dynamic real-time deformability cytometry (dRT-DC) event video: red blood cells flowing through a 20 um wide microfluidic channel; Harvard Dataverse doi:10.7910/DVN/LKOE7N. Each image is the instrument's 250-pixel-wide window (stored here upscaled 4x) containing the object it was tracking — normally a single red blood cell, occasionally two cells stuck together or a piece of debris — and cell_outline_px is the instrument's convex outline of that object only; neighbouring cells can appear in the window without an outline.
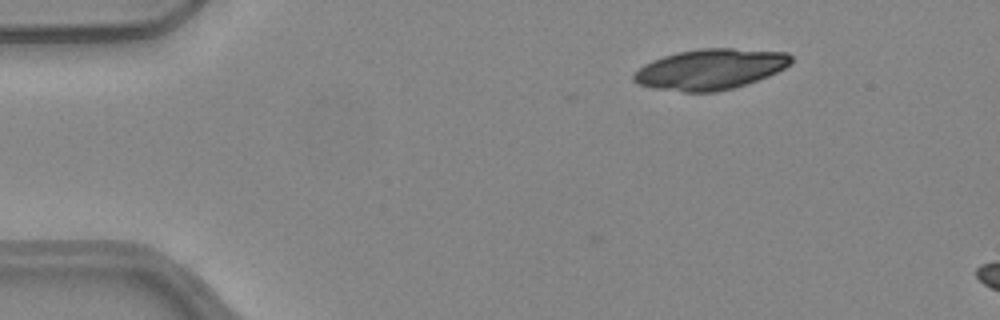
{"species": "common noctule bat (a hibernating species)", "species_latin": "Nyctalus noctula", "temperature_condition": "warm", "stored_images_in_passage": 4, "camera_frame_rate_fps": 3000, "um_per_image_px": 0.085, "animal": {"sex": "female", "body_mass_g": 24.6, "forearm_length_mm": 56.2}, "frame": {"image": 1, "passage_image": 1, "time_ms": 0.0, "image_size_px": [1000, 320], "cell_outline_px": [[792, 60], [784, 68], [768, 76], [732, 88], [716, 92], [684, 92], [652, 88], [640, 84], [632, 80], [632, 76], [644, 64], [652, 60], [676, 52], [700, 48], [732, 48], [788, 52], [792, 56]], "centroid_in_image_um": [60.36, 5.88], "position_along_channel_um": 24.6, "area_um2": 37.11}}